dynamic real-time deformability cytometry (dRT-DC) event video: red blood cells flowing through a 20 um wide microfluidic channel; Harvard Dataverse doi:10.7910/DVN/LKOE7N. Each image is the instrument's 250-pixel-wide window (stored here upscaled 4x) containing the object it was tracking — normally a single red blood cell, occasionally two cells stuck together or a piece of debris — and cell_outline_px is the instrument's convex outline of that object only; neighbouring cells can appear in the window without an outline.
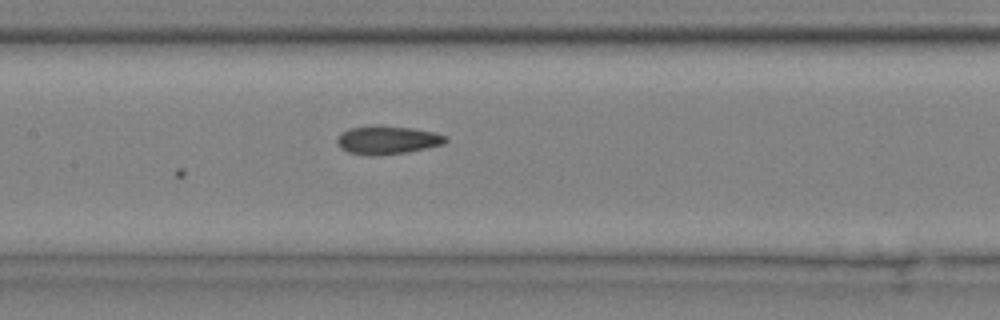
{"species": "common noctule bat (a hibernating species)", "species_latin": "Nyctalus noctula", "temperature_condition": "cold", "stored_images_in_passage": 4, "camera_frame_rate_fps": 3000, "um_per_image_px": 0.085, "animal": {"sex": "male", "body_mass_g": 20.4}, "frame": {"image": 1, "passage_image": 4, "time_ms": 1.0, "image_size_px": [1000, 320], "cell_outline_px": [[448, 140], [444, 144], [408, 152], [372, 156], [348, 152], [340, 148], [336, 144], [336, 140], [340, 132], [348, 128], [412, 128], [436, 132], [448, 136]], "centroid_in_image_um": [32.95, 11.94], "position_along_channel_um": 174.5, "area_um2": 17.46}}